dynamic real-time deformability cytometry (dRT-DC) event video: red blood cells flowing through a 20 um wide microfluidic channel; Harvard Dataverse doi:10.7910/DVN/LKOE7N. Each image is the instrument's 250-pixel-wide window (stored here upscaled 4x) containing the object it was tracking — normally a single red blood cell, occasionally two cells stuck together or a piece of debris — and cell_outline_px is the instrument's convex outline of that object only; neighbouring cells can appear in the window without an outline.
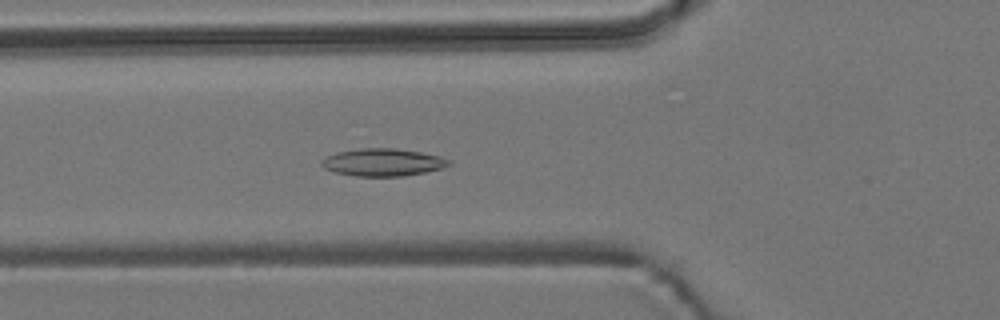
{"species": "common noctule bat (a hibernating species)", "species_latin": "Nyctalus noctula", "temperature_condition": "room temperature", "stored_images_in_passage": 55, "camera_frame_rate_fps": 3000, "um_per_image_px": 0.085, "animal": {"sex": "male", "body_mass_g": 19.2, "forearm_length_mm": 51.8}, "frame": {"image": 1, "passage_image": 19, "time_ms": 6.0, "image_size_px": [1000, 320], "cell_outline_px": [[452, 164], [440, 168], [424, 172], [404, 176], [356, 176], [336, 172], [324, 168], [320, 164], [320, 160], [336, 152], [360, 148], [396, 148], [420, 152], [440, 156], [452, 160]], "centroid_in_image_um": [32.54, 13.79], "position_along_channel_um": 93.3, "area_um2": 20.4}}
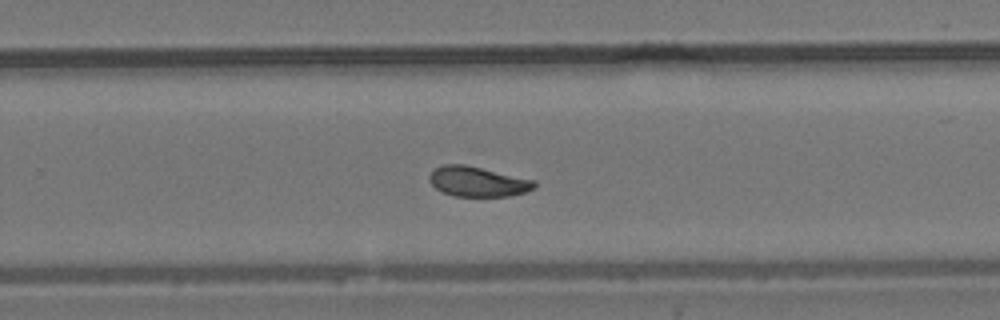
{"frame": {"image": 2, "passage_image": 35, "time_ms": 11.333, "image_size_px": [1000, 320], "cell_outline_px": [[536, 188], [524, 192], [508, 196], [456, 196], [444, 192], [436, 188], [428, 180], [428, 176], [436, 168], [444, 164], [464, 164], [536, 180]], "centroid_in_image_um": [40.62, 15.43], "position_along_channel_um": 289.2, "area_um2": 18.26}}
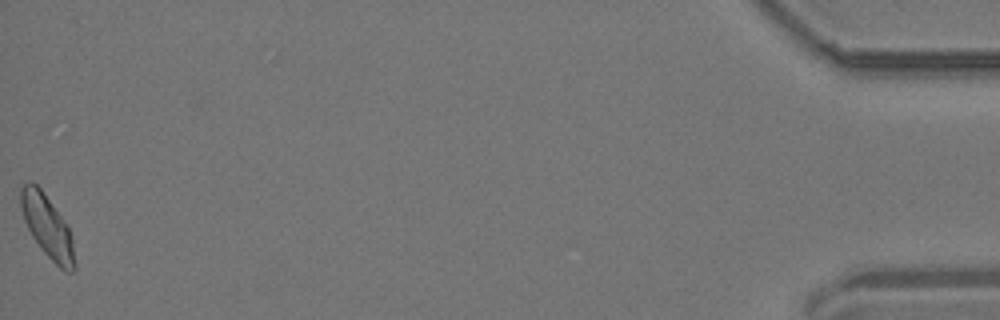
{"frame": {"image": 3, "passage_image": 55, "time_ms": 18.0, "image_size_px": [1000, 320], "cell_outline_px": [[76, 272], [64, 272], [44, 252], [32, 236], [24, 220], [20, 208], [20, 188], [28, 180], [32, 180], [40, 188], [60, 216], [68, 228], [72, 236], [76, 264]], "centroid_in_image_um": [4.02, 19.28], "position_along_channel_um": 431.2, "area_um2": 19.54}, "authors_computed_cell_mechanics": {"area_um2": 19.1896, "velocity_mm_per_s": 3.6706, "shape_relaxation_time_tau1_ms": 4.9724, "shape_relaxation_time_tau2_ms": 3.049, "deformation_change_tau1": 0.1294, "deformation_change_tau2": 0.0772}}